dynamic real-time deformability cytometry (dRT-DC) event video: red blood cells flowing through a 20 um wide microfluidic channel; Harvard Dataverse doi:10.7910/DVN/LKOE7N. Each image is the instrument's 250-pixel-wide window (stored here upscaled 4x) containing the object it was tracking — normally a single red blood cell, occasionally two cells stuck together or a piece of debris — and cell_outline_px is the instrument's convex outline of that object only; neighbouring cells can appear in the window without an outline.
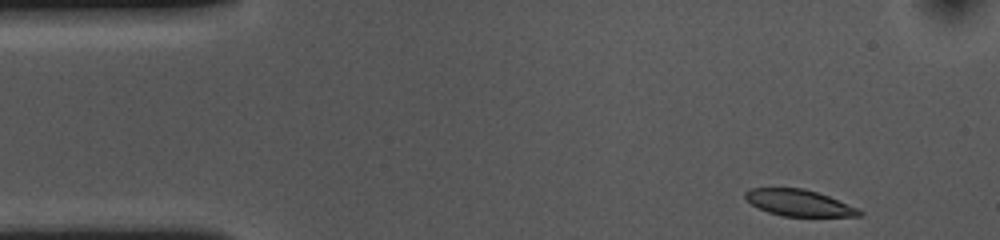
{"species": "common noctule bat (a hibernating species)", "species_latin": "Nyctalus noctula", "temperature_condition": "cold", "stored_images_in_passage": 46, "camera_frame_rate_fps": 3000, "um_per_image_px": 0.085, "animal": {"sex": "female", "body_mass_g": 10.0, "forearm_length_mm": 53.1}, "frame": {"image": 1, "passage_image": 1, "time_ms": 0.0, "image_size_px": [1000, 240], "cell_outline_px": [[864, 216], [784, 216], [768, 212], [752, 204], [744, 196], [744, 192], [752, 188], [804, 188], [828, 196], [860, 208], [864, 212]], "centroid_in_image_um": [67.97, 17.24], "position_along_channel_um": 17.0, "area_um2": 17.51}}
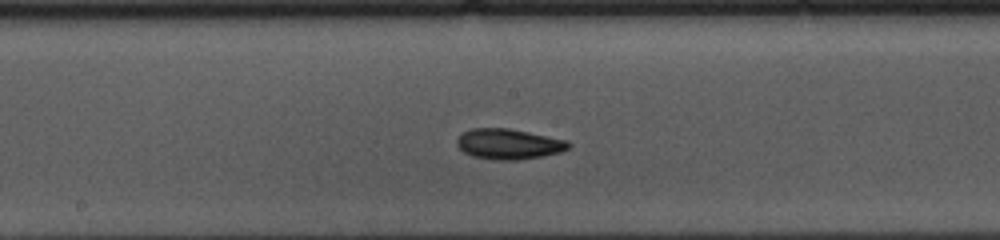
{"frame": {"image": 2, "passage_image": 23, "time_ms": 7.333, "image_size_px": [1000, 240], "cell_outline_px": [[572, 144], [568, 148], [560, 152], [544, 156], [516, 160], [500, 160], [472, 156], [464, 152], [456, 144], [456, 140], [464, 132], [472, 128], [508, 128], [568, 140]], "centroid_in_image_um": [43.26, 12.24], "position_along_channel_um": 204.9, "area_um2": 19.71}}
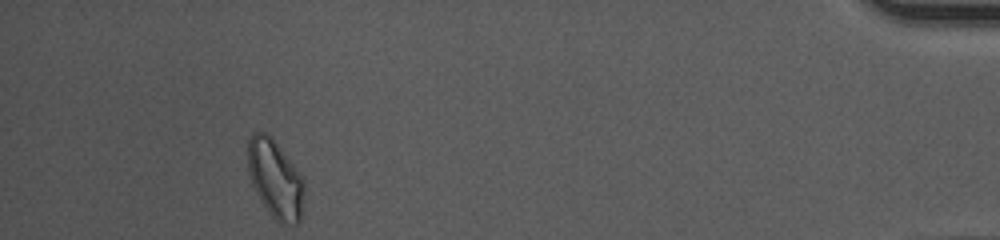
{"frame": {"image": 3, "passage_image": 46, "time_ms": 15.0, "image_size_px": [1000, 240], "cell_outline_px": [[304, 192], [300, 220], [296, 224], [280, 224], [272, 216], [260, 200], [252, 184], [248, 172], [248, 140], [252, 132], [264, 132], [272, 136], [304, 180]], "centroid_in_image_um": [23.38, 15.2], "position_along_channel_um": 411.8, "area_um2": 25.61}, "authors_computed_cell_mechanics": {"area_um2": 19.0451, "velocity_mm_per_s": 3.5932, "shape_relaxation_time_tau1_ms": 3.4024, "shape_relaxation_time_tau2_ms": 4.0441, "deformation_change_tau1": 0.1098, "deformation_change_tau2": 0.0937}}